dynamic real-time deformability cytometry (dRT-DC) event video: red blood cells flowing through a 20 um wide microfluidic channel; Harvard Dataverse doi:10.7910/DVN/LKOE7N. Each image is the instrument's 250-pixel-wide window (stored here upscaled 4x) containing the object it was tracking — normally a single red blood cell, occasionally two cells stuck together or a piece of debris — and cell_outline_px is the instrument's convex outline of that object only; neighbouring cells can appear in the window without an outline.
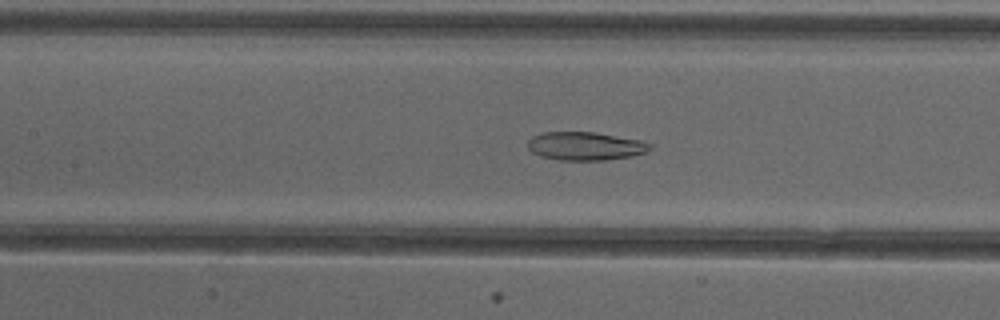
{"species": "common noctule bat (a hibernating species)", "species_latin": "Nyctalus noctula", "temperature_condition": "cold", "stored_images_in_passage": 34, "camera_frame_rate_fps": 3000, "um_per_image_px": 0.085, "animal": {"sex": "female"}, "frame": {"image": 1, "passage_image": 7, "time_ms": 2.0, "image_size_px": [1000, 320], "cell_outline_px": [[652, 148], [648, 152], [632, 156], [604, 160], [560, 160], [540, 156], [532, 152], [528, 148], [528, 140], [532, 136], [540, 132], [596, 132], [640, 140], [652, 144]], "centroid_in_image_um": [49.76, 12.41], "position_along_channel_um": 157.6, "area_um2": 20.35}}
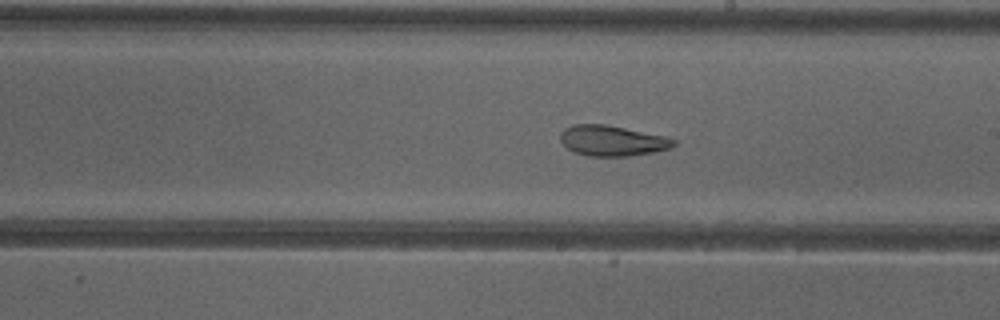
{"frame": {"image": 2, "passage_image": 13, "time_ms": 4.0, "image_size_px": [1000, 320], "cell_outline_px": [[676, 144], [672, 148], [652, 152], [628, 156], [588, 156], [572, 152], [560, 140], [560, 132], [564, 128], [572, 124], [604, 124], [664, 136], [676, 140]], "centroid_in_image_um": [52.01, 11.96], "position_along_channel_um": 237.0, "area_um2": 20.11}}
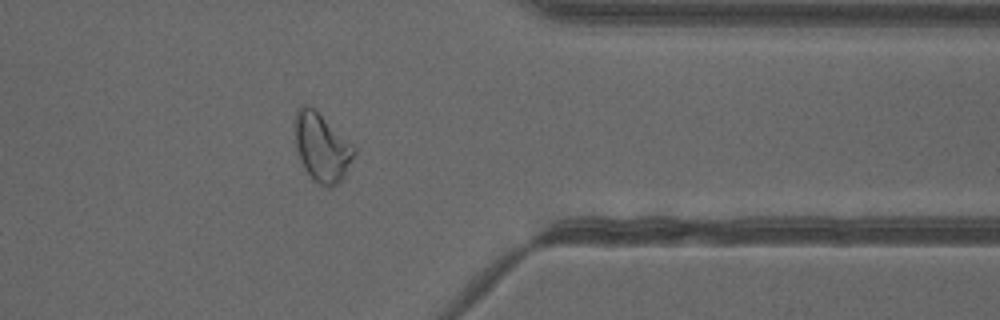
{"frame": {"image": 3, "passage_image": 25, "time_ms": 8.0, "image_size_px": [1000, 320], "cell_outline_px": [[356, 152], [344, 176], [332, 188], [328, 188], [312, 180], [304, 168], [300, 160], [296, 148], [296, 108], [304, 104], [308, 104], [352, 144], [356, 148]], "centroid_in_image_um": [27.35, 12.56], "position_along_channel_um": 384.1, "area_um2": 23.18}}